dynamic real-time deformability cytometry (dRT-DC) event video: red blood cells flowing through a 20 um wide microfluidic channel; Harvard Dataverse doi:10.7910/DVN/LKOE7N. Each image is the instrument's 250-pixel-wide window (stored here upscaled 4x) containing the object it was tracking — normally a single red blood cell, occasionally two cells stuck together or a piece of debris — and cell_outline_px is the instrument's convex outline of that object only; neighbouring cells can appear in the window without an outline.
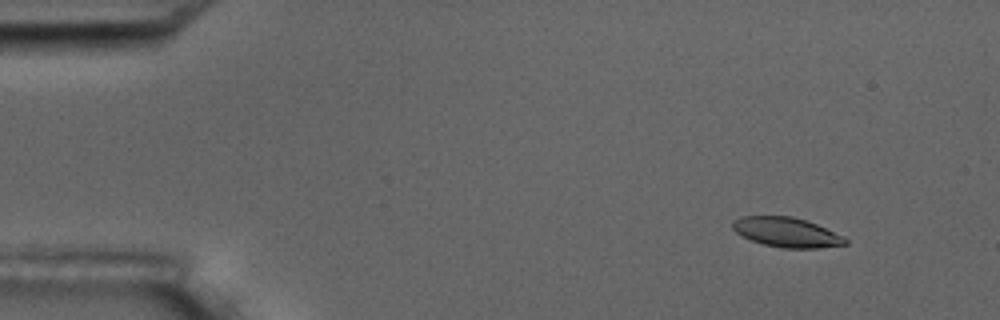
{"species": "common noctule bat (a hibernating species)", "species_latin": "Nyctalus noctula", "temperature_condition": "room temperature", "stored_images_in_passage": 3, "camera_frame_rate_fps": 3000, "um_per_image_px": 0.085, "animal": {"sex": "male", "body_mass_g": 17.5, "forearm_length_mm": 52.3}, "frame": {"image": 1, "passage_image": 1, "time_ms": 0.0, "image_size_px": [1000, 320], "cell_outline_px": [[848, 244], [816, 248], [780, 248], [764, 244], [752, 240], [736, 232], [732, 228], [732, 220], [740, 216], [792, 216], [816, 224], [844, 236], [848, 240]], "centroid_in_image_um": [66.86, 19.74], "position_along_channel_um": 18.1, "area_um2": 19.42}}